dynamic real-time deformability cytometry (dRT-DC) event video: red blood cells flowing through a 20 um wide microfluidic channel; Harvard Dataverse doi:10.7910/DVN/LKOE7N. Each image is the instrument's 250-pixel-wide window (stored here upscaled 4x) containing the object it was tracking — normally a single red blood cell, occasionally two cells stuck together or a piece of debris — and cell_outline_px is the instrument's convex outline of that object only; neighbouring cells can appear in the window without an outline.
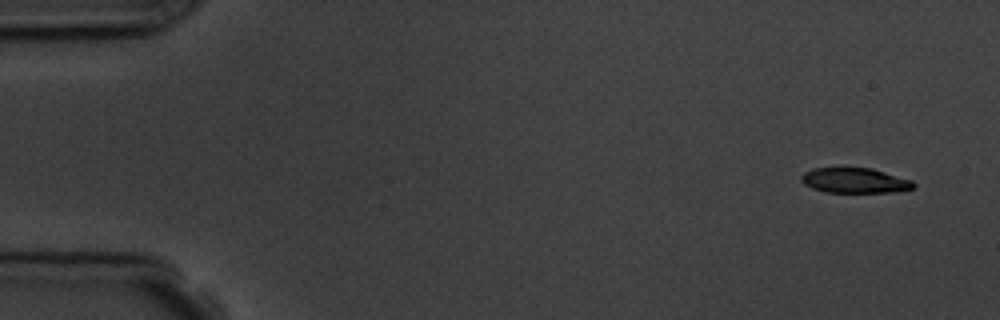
{"species": "common noctule bat (a hibernating species)", "species_latin": "Nyctalus noctula", "temperature_condition": "room temperature", "stored_images_in_passage": 6, "camera_frame_rate_fps": 3000, "um_per_image_px": 0.085, "animal": {"sex": "male", "body_mass_g": 19.5, "forearm_length_mm": 54.6}, "frame": {"image": 1, "passage_image": 1, "time_ms": 0.0, "image_size_px": [1000, 320], "cell_outline_px": [[916, 184], [912, 188], [892, 192], [824, 192], [812, 188], [804, 184], [800, 180], [800, 176], [804, 172], [812, 168], [840, 164], [872, 168], [912, 180]], "centroid_in_image_um": [72.56, 15.28], "position_along_channel_um": 12.4, "area_um2": 17.28}}
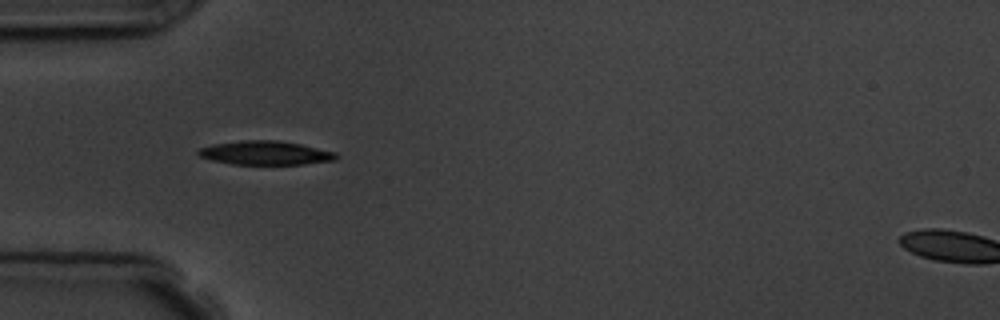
{"frame": {"image": 2, "passage_image": 5, "time_ms": 4.667, "image_size_px": [1000, 320], "cell_outline_px": [[340, 156], [336, 160], [304, 164], [232, 164], [212, 160], [200, 156], [196, 152], [200, 148], [212, 144], [240, 140], [276, 140], [300, 144], [336, 152]], "centroid_in_image_um": [22.57, 12.99], "position_along_channel_um": 62.4, "area_um2": 19.19}}